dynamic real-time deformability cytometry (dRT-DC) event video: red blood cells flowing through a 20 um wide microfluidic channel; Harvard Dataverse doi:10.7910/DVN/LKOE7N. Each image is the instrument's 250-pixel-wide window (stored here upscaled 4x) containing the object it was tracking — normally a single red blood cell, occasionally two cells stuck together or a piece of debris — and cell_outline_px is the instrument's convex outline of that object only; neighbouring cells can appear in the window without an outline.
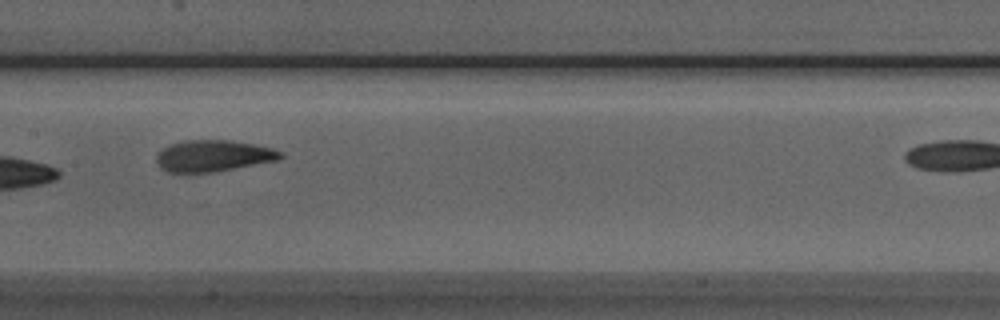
{"species": "Egyptian fruit bat (a non-hibernating species)", "species_latin": "Rousettus aegyptiacus", "temperature_condition": "room temperature", "stored_images_in_passage": 8, "camera_frame_rate_fps": 3000, "um_per_image_px": 0.085, "animal": {"sex": "male"}, "frame": {"image": 1, "passage_image": 7, "time_ms": 7.667, "image_size_px": [1000, 320], "cell_outline_px": [[284, 156], [280, 160], [216, 172], [168, 172], [160, 168], [156, 160], [156, 156], [164, 148], [172, 144], [184, 140], [232, 140], [272, 148], [284, 152]], "centroid_in_image_um": [18.18, 13.25], "position_along_channel_um": 189.2, "area_um2": 22.83}}